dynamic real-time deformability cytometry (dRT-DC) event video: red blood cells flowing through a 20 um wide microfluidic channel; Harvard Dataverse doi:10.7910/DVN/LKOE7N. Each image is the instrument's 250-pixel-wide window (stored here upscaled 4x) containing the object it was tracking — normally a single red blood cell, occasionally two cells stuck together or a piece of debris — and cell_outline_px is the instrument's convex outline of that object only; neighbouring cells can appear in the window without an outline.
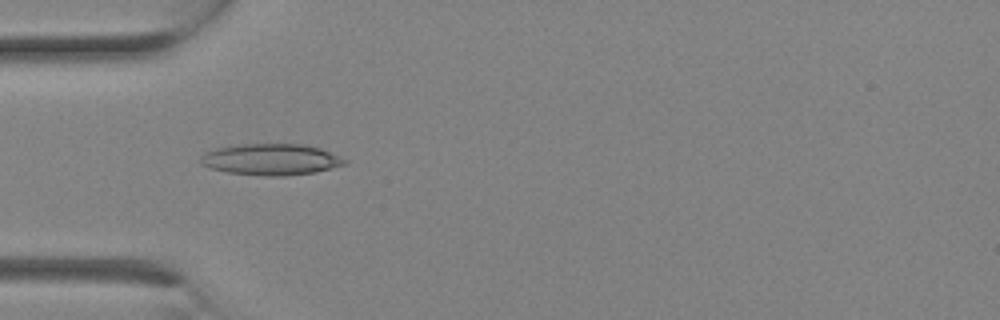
{"species": "Egyptian fruit bat (a non-hibernating species)", "species_latin": "Rousettus aegyptiacus", "temperature_condition": "room temperature", "stored_images_in_passage": 11, "camera_frame_rate_fps": 3000, "um_per_image_px": 0.085, "animal": {"sex": "female"}, "frame": {"image": 1, "passage_image": 8, "time_ms": 2.333, "image_size_px": [1000, 320], "cell_outline_px": [[348, 164], [316, 172], [284, 176], [264, 176], [228, 172], [208, 168], [200, 164], [200, 156], [204, 152], [216, 148], [244, 144], [304, 144], [320, 148], [340, 156], [348, 160]], "centroid_in_image_um": [23.04, 13.56], "position_along_channel_um": 62.0, "area_um2": 26.53}}
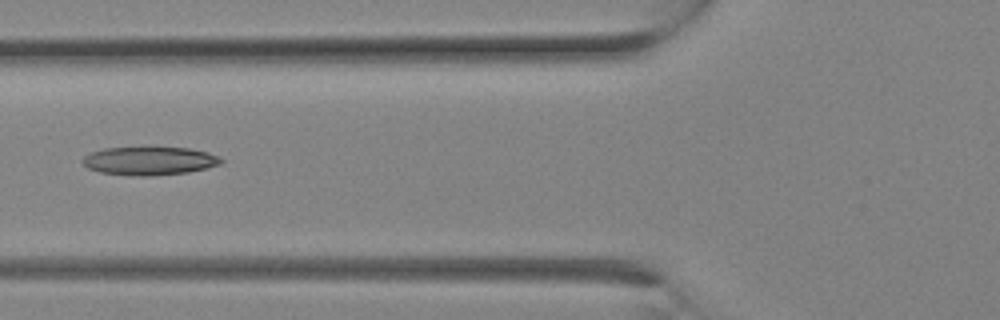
{"frame": {"image": 2, "passage_image": 10, "time_ms": 3.0, "image_size_px": [1000, 320], "cell_outline_px": [[224, 160], [220, 164], [188, 172], [148, 176], [140, 176], [100, 172], [88, 168], [80, 160], [84, 156], [92, 152], [104, 148], [188, 148], [208, 152]], "centroid_in_image_um": [12.68, 13.67], "position_along_channel_um": 113.1, "area_um2": 22.48}}